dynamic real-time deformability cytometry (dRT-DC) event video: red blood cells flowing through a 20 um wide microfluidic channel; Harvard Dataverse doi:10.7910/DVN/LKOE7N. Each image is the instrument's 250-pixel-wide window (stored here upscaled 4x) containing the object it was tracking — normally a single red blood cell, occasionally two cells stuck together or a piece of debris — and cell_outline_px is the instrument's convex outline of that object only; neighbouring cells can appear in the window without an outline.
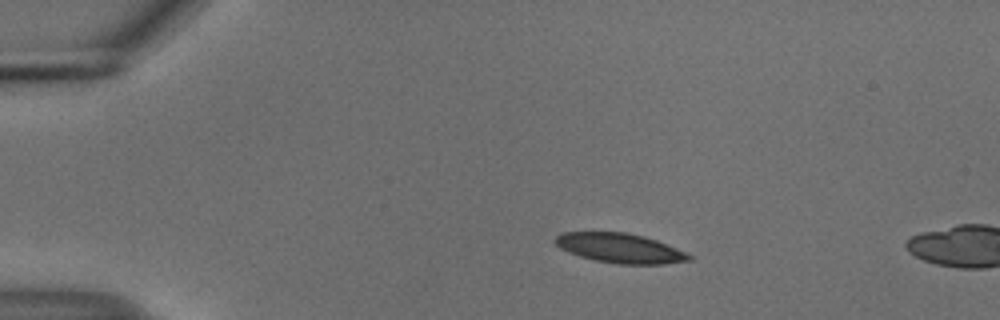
{"species": "common noctule bat (a hibernating species)", "species_latin": "Nyctalus noctula", "temperature_condition": "cold", "stored_images_in_passage": 14, "camera_frame_rate_fps": 3000, "um_per_image_px": 0.085, "animal": {"sex": "male", "body_mass_g": 18.8}, "frame": {"image": 1, "passage_image": 10, "time_ms": 3.0, "image_size_px": [1000, 320], "cell_outline_px": [[692, 260], [660, 264], [616, 264], [596, 260], [580, 256], [568, 252], [560, 248], [556, 244], [556, 236], [564, 232], [628, 232], [644, 236], [656, 240], [676, 248], [692, 256]], "centroid_in_image_um": [52.7, 21.09], "position_along_channel_um": 32.3, "area_um2": 22.89}}